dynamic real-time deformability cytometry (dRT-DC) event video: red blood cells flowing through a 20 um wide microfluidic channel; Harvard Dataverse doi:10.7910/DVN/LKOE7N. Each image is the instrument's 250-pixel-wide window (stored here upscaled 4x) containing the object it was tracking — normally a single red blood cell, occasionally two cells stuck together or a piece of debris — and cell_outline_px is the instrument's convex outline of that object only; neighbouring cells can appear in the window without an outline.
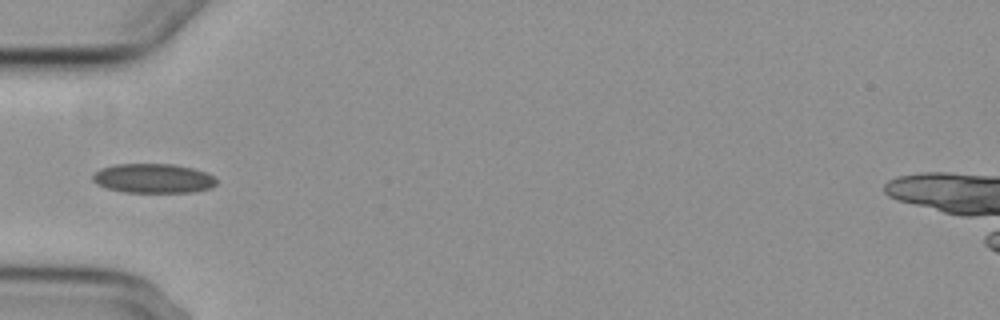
{"species": "common noctule bat (a hibernating species)", "species_latin": "Nyctalus noctula", "temperature_condition": "cold", "stored_images_in_passage": 6, "camera_frame_rate_fps": 3000, "um_per_image_px": 0.085, "animal": {"sex": "female", "body_mass_g": 29.2, "forearm_length_mm": 56.3}, "frame": {"image": 1, "passage_image": 5, "time_ms": 5.667, "image_size_px": [1000, 320], "cell_outline_px": [[216, 184], [212, 188], [196, 192], [124, 192], [108, 188], [96, 184], [92, 180], [92, 172], [100, 168], [116, 164], [172, 164], [192, 168], [204, 172], [212, 176], [216, 180]], "centroid_in_image_um": [12.99, 15.16], "position_along_channel_um": 72.0, "area_um2": 21.27}}
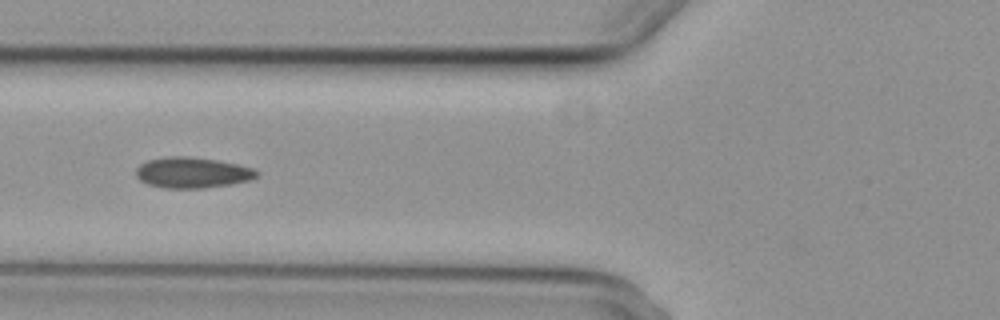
{"frame": {"image": 2, "passage_image": 6, "time_ms": 6.667, "image_size_px": [1000, 320], "cell_outline_px": [[260, 172], [256, 176], [248, 180], [232, 184], [204, 188], [164, 188], [148, 184], [140, 180], [136, 176], [136, 168], [140, 164], [148, 160], [168, 156], [188, 156], [216, 160], [236, 164], [252, 168]], "centroid_in_image_um": [16.32, 14.67], "position_along_channel_um": 109.5, "area_um2": 21.56}}